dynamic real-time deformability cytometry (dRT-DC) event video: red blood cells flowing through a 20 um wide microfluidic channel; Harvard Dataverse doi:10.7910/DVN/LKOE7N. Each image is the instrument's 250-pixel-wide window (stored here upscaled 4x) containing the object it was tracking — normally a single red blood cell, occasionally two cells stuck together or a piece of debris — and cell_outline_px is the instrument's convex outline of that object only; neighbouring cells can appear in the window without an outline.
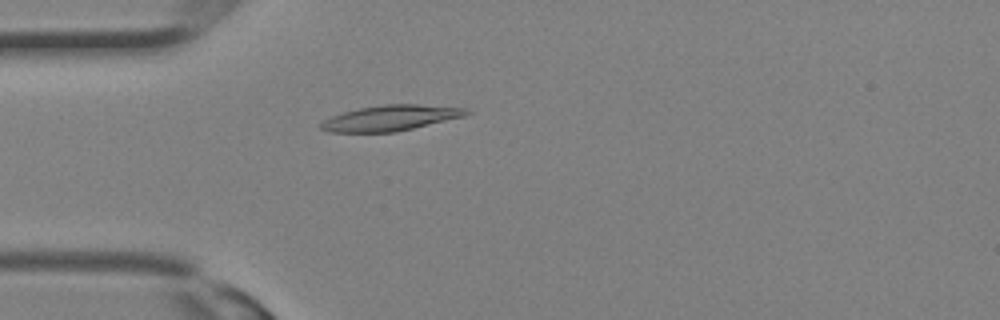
{"species": "Egyptian fruit bat (a non-hibernating species)", "species_latin": "Rousettus aegyptiacus", "temperature_condition": "room temperature", "stored_images_in_passage": 24, "camera_frame_rate_fps": 3000, "um_per_image_px": 0.085, "animal": {"sex": "female"}, "frame": {"image": 1, "passage_image": 2, "time_ms": 0.333, "image_size_px": [1000, 320], "cell_outline_px": [[472, 112], [464, 116], [396, 132], [328, 132], [320, 128], [320, 124], [324, 120], [332, 116], [344, 112], [360, 108], [384, 104], [416, 104], [464, 108]], "centroid_in_image_um": [33.18, 10.03], "position_along_channel_um": 51.8, "area_um2": 21.39}}
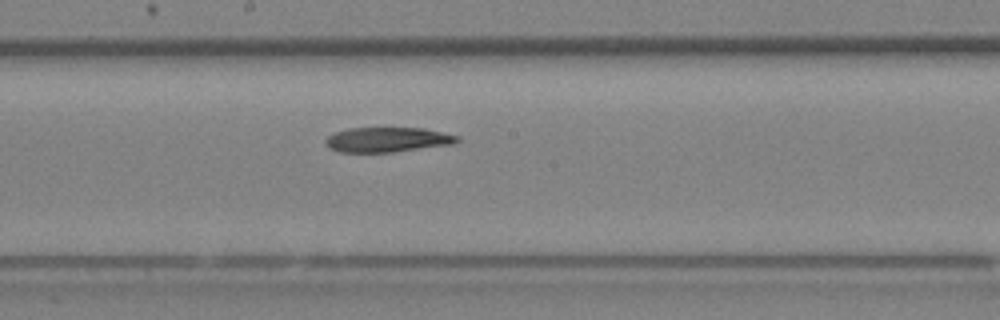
{"frame": {"image": 2, "passage_image": 10, "time_ms": 3.0, "image_size_px": [1000, 320], "cell_outline_px": [[460, 140], [456, 144], [392, 152], [340, 152], [328, 148], [324, 144], [324, 140], [328, 136], [336, 132], [348, 128], [424, 128], [460, 136]], "centroid_in_image_um": [32.94, 11.87], "position_along_channel_um": 215.3, "area_um2": 19.25}}
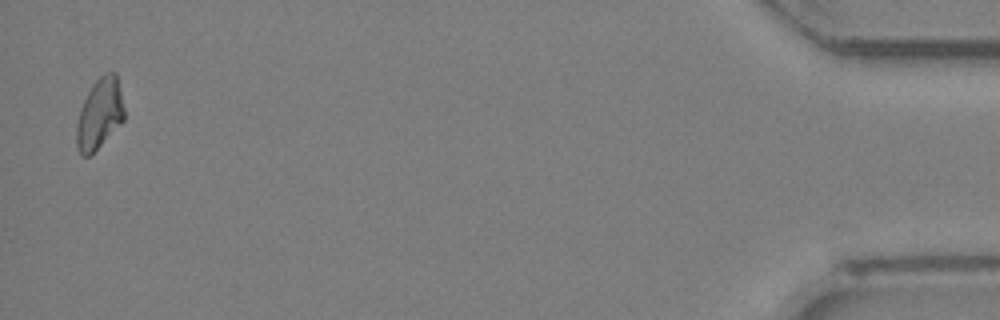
{"frame": {"image": 3, "passage_image": 24, "time_ms": 7.667, "image_size_px": [1000, 320], "cell_outline_px": [[124, 120], [88, 156], [80, 156], [76, 148], [76, 124], [80, 108], [92, 84], [104, 72], [116, 72], [124, 108]], "centroid_in_image_um": [8.44, 9.65], "position_along_channel_um": 426.8, "area_um2": 19.42}}